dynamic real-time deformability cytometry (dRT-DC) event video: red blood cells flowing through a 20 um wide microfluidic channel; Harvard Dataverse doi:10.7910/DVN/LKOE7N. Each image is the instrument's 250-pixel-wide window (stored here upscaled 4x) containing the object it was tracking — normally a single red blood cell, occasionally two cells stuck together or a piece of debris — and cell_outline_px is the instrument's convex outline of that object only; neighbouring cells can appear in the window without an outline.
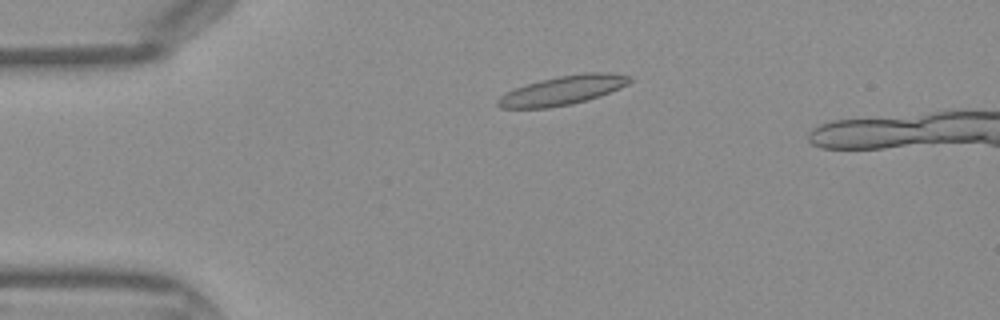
{"species": "Egyptian fruit bat (a non-hibernating species)", "species_latin": "Rousettus aegyptiacus", "temperature_condition": "warm", "stored_images_in_passage": 33, "camera_frame_rate_fps": 3000, "um_per_image_px": 0.085, "frame": {"image": 1, "passage_image": 2, "time_ms": 0.333, "image_size_px": [1000, 320], "cell_outline_px": [[632, 80], [628, 84], [620, 88], [600, 96], [588, 100], [572, 104], [548, 108], [500, 108], [496, 104], [496, 100], [500, 96], [516, 88], [540, 80], [560, 76], [584, 72], [608, 72], [628, 76]], "centroid_in_image_um": [47.84, 7.68], "position_along_channel_um": 37.2, "area_um2": 22.25}}
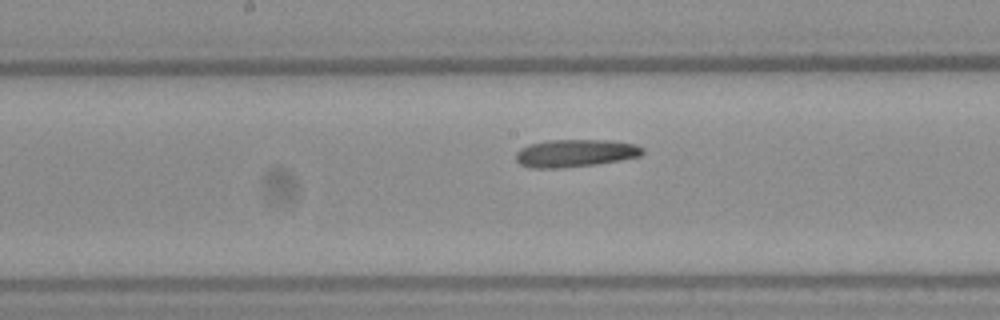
{"frame": {"image": 2, "passage_image": 15, "time_ms": 4.667, "image_size_px": [1000, 320], "cell_outline_px": [[644, 152], [640, 156], [620, 160], [596, 164], [564, 168], [532, 168], [520, 164], [516, 160], [516, 152], [520, 148], [528, 144], [548, 140], [608, 140], [632, 144], [644, 148]], "centroid_in_image_um": [48.86, 13.02], "position_along_channel_um": 199.3, "area_um2": 20.4}}
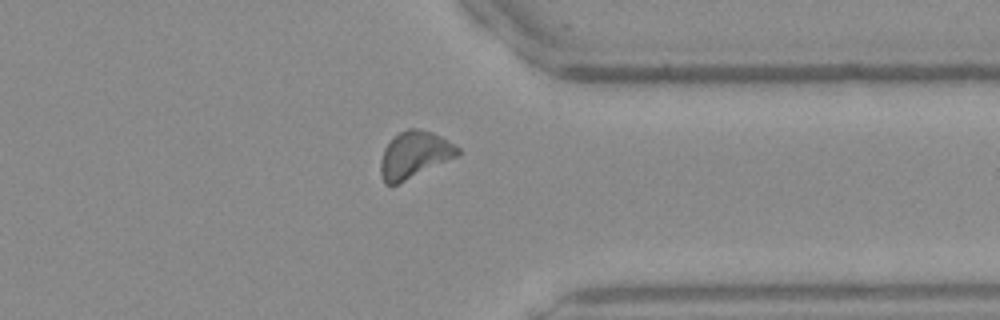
{"frame": {"image": 3, "passage_image": 27, "time_ms": 8.667, "image_size_px": [1000, 320], "cell_outline_px": [[460, 152], [456, 156], [396, 184], [384, 184], [380, 176], [380, 160], [384, 148], [400, 132], [408, 128], [416, 128], [432, 132], [456, 144], [460, 148]], "centroid_in_image_um": [35.2, 13.14], "position_along_channel_um": 376.2, "area_um2": 20.58}}